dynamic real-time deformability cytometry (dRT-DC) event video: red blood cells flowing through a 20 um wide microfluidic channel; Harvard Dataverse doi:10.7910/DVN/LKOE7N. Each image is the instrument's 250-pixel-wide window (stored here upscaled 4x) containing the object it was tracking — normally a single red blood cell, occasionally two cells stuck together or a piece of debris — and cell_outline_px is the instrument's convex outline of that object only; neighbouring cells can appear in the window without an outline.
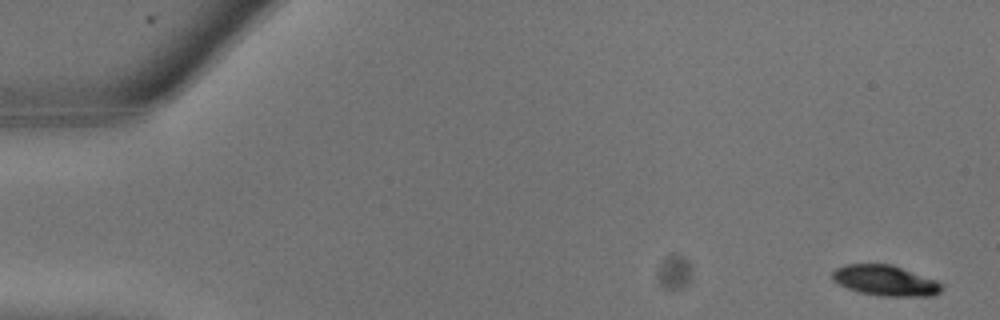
{"species": "common noctule bat (a hibernating species)", "species_latin": "Nyctalus noctula", "temperature_condition": "warm", "stored_images_in_passage": 11, "camera_frame_rate_fps": 3000, "um_per_image_px": 0.085, "animal": {"sex": "male", "body_mass_g": 13.3}, "frame": {"image": 1, "passage_image": 1, "time_ms": 0.0, "image_size_px": [1000, 320], "cell_outline_px": [[944, 288], [940, 292], [932, 296], [880, 296], [860, 292], [848, 288], [832, 280], [832, 272], [836, 268], [844, 264], [892, 264], [936, 280], [944, 284]], "centroid_in_image_um": [75.28, 23.84], "position_along_channel_um": 9.7, "area_um2": 19.54}}
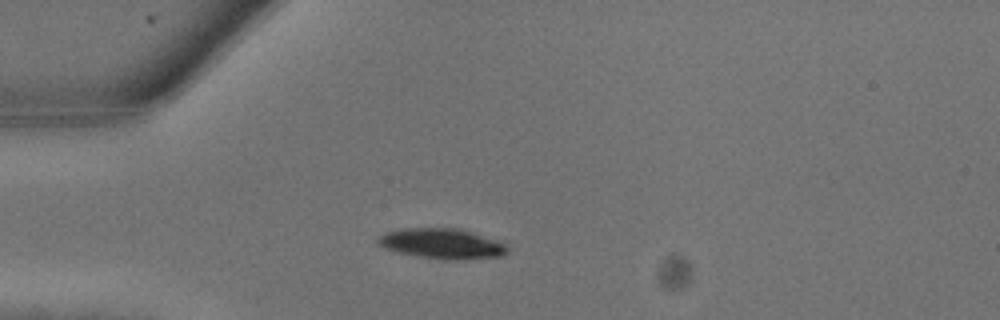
{"frame": {"image": 2, "passage_image": 7, "time_ms": 2.0, "image_size_px": [1000, 320], "cell_outline_px": [[508, 252], [500, 256], [464, 260], [444, 260], [420, 256], [400, 252], [384, 248], [376, 244], [376, 236], [384, 232], [404, 228], [456, 228], [508, 240]], "centroid_in_image_um": [37.65, 20.69], "position_along_channel_um": 47.3, "area_um2": 23.58}}
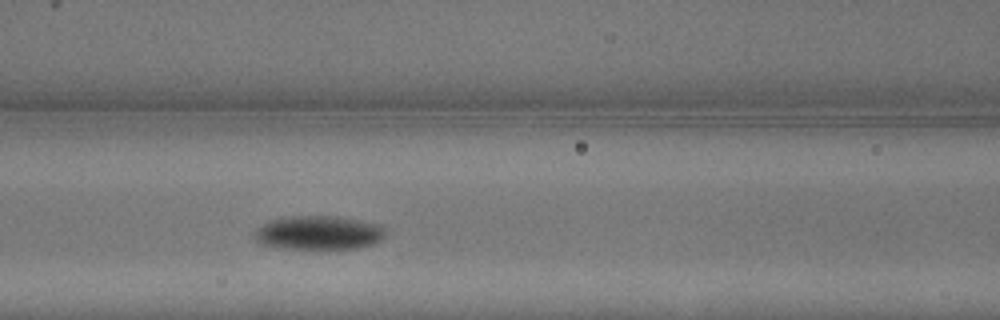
{"frame": {"image": 3, "passage_image": 11, "time_ms": 3.333, "image_size_px": [1000, 320], "cell_outline_px": [[384, 236], [380, 240], [372, 244], [356, 248], [328, 252], [316, 252], [260, 244], [256, 240], [256, 228], [268, 220], [292, 216], [340, 216], [384, 224]], "centroid_in_image_um": [27.13, 19.82], "position_along_channel_um": 139.5, "area_um2": 26.99}}